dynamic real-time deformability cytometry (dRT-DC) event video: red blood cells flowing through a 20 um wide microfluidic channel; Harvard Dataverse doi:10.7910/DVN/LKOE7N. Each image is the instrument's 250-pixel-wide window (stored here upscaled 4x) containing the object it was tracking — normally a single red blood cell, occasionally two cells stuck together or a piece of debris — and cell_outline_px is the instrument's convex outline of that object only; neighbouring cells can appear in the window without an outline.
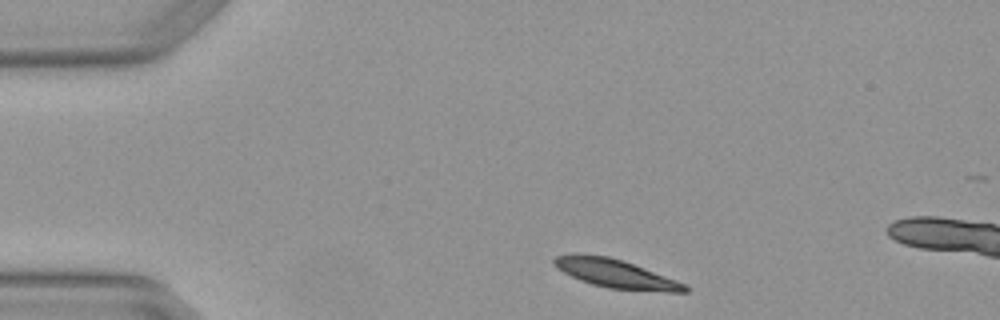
{"species": "Egyptian fruit bat (a non-hibernating species)", "species_latin": "Rousettus aegyptiacus", "temperature_condition": "warm", "stored_images_in_passage": 2, "camera_frame_rate_fps": 3000, "um_per_image_px": 0.085, "animal": {"sex": "female"}, "frame": {"image": 1, "passage_image": 1, "time_ms": 0.0, "image_size_px": [1000, 320], "cell_outline_px": [[688, 292], [664, 292], [608, 288], [592, 284], [580, 280], [556, 268], [552, 264], [552, 260], [556, 256], [572, 252], [576, 252], [608, 256], [624, 260], [676, 280], [684, 284], [688, 288]], "centroid_in_image_um": [52.27, 23.23], "position_along_channel_um": 32.7, "area_um2": 22.02}}